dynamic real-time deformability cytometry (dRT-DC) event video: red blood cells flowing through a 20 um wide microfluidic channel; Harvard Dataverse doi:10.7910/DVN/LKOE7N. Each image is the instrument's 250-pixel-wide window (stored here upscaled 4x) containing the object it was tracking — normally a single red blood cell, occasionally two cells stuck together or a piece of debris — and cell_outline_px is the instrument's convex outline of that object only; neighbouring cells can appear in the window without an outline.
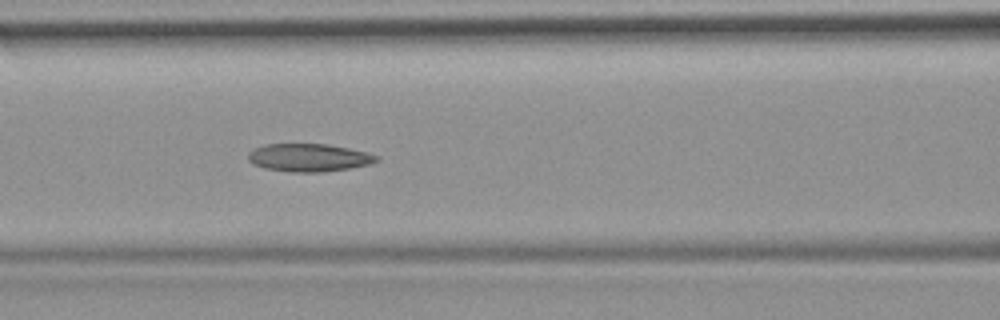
{"species": "common noctule bat (a hibernating species)", "species_latin": "Nyctalus noctula", "temperature_condition": "room temperature", "stored_images_in_passage": 53, "camera_frame_rate_fps": 3000, "um_per_image_px": 0.085, "animal": {"sex": "female", "body_mass_g": 19.9}, "frame": {"image": 1, "passage_image": 23, "time_ms": 7.333, "image_size_px": [1000, 320], "cell_outline_px": [[380, 160], [372, 164], [352, 168], [324, 172], [288, 172], [264, 168], [252, 164], [248, 160], [248, 152], [252, 148], [264, 144], [328, 144], [348, 148], [380, 156]], "centroid_in_image_um": [26.24, 13.4], "position_along_channel_um": 140.4, "area_um2": 21.21}, "authors_computed_cell_mechanics": {"area_um2": 21.5016, "velocity_mm_per_s": 3.7786, "shape_relaxation_time_tau1_ms": null, "shape_relaxation_time_tau2_ms": 2.953, "deformation_change_tau1": null, "deformation_change_tau2": 0.102}}